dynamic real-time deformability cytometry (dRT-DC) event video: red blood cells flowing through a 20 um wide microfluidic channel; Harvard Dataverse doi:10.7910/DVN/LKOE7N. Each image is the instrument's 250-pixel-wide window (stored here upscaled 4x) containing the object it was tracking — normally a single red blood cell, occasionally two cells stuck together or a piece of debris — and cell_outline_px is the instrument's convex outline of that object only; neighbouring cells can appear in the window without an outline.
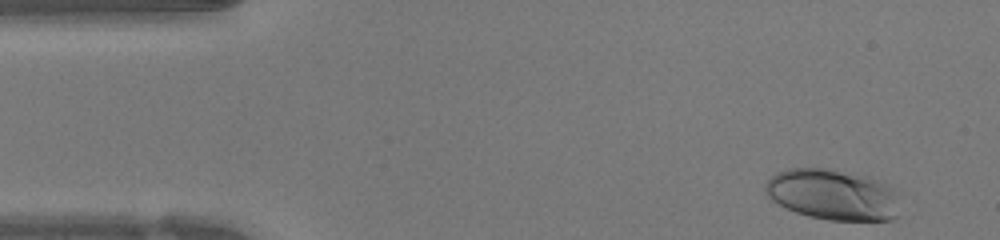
{"species": "human", "species_latin": "Homo sapiens", "temperature_condition": "warm", "stored_images_in_passage": 46, "camera_frame_rate_fps": 3000, "um_per_image_px": 0.085, "donor": {"sex": "female"}, "frame": {"image": 1, "passage_image": 2, "time_ms": 0.333, "image_size_px": [1000, 240], "cell_outline_px": [[896, 216], [892, 220], [828, 220], [808, 216], [796, 212], [772, 200], [768, 196], [764, 188], [764, 184], [776, 172], [788, 168], [824, 168], [860, 176], [884, 184], [888, 188], [892, 196]], "centroid_in_image_um": [70.62, 16.55], "position_along_channel_um": 14.4, "area_um2": 38.38}}
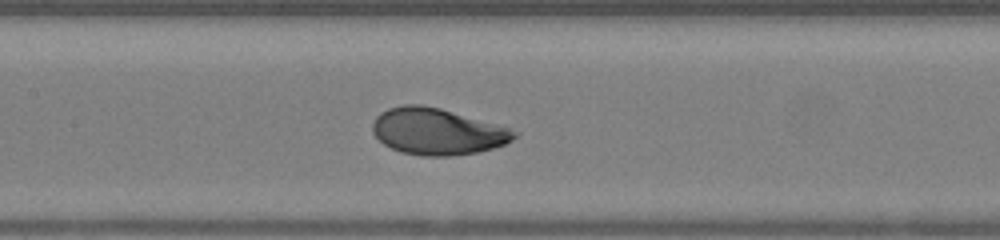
{"frame": {"image": 2, "passage_image": 20, "time_ms": 6.333, "image_size_px": [1000, 240], "cell_outline_px": [[520, 132], [512, 140], [504, 144], [492, 148], [476, 152], [452, 156], [424, 156], [400, 152], [384, 144], [372, 132], [372, 124], [376, 116], [380, 112], [388, 108], [404, 104], [420, 104], [440, 108], [508, 128]], "centroid_in_image_um": [37.13, 11.17], "position_along_channel_um": 170.3, "area_um2": 38.15}}
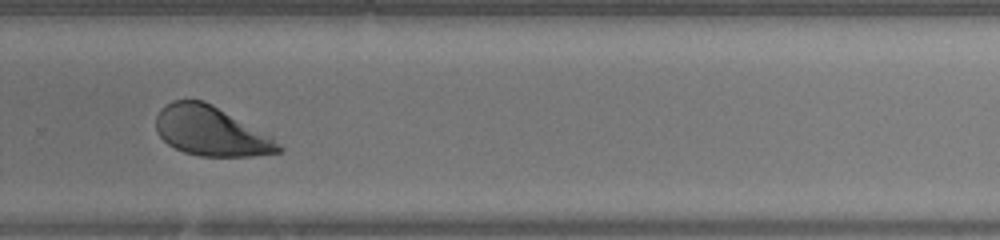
{"frame": {"image": 3, "passage_image": 30, "time_ms": 9.667, "image_size_px": [1000, 240], "cell_outline_px": [[284, 152], [252, 156], [200, 156], [184, 152], [168, 144], [156, 132], [156, 116], [160, 108], [172, 100], [204, 100], [212, 104], [272, 136], [284, 148]], "centroid_in_image_um": [17.95, 11.15], "position_along_channel_um": 311.9, "area_um2": 35.49}, "authors_computed_cell_mechanics": {"area_um2": 37.9746, "velocity_mm_per_s": 4.2638, "shape_relaxation_time_tau1_ms": 2.6411, "shape_relaxation_time_tau2_ms": null, "deformation_change_tau1": 0.167, "deformation_change_tau2": null}}